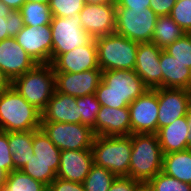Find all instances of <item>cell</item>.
Instances as JSON below:
<instances>
[{
	"label": "cell",
	"instance_id": "9a60e30c",
	"mask_svg": "<svg viewBox=\"0 0 191 191\" xmlns=\"http://www.w3.org/2000/svg\"><path fill=\"white\" fill-rule=\"evenodd\" d=\"M161 52L162 49L153 42L138 45L134 71L149 89L162 88Z\"/></svg>",
	"mask_w": 191,
	"mask_h": 191
},
{
	"label": "cell",
	"instance_id": "cb8c5ba5",
	"mask_svg": "<svg viewBox=\"0 0 191 191\" xmlns=\"http://www.w3.org/2000/svg\"><path fill=\"white\" fill-rule=\"evenodd\" d=\"M162 172L191 184V149L164 154Z\"/></svg>",
	"mask_w": 191,
	"mask_h": 191
},
{
	"label": "cell",
	"instance_id": "7bdbcfd3",
	"mask_svg": "<svg viewBox=\"0 0 191 191\" xmlns=\"http://www.w3.org/2000/svg\"><path fill=\"white\" fill-rule=\"evenodd\" d=\"M12 82L5 75V73L0 69V93L9 89L11 87Z\"/></svg>",
	"mask_w": 191,
	"mask_h": 191
},
{
	"label": "cell",
	"instance_id": "52a82bcc",
	"mask_svg": "<svg viewBox=\"0 0 191 191\" xmlns=\"http://www.w3.org/2000/svg\"><path fill=\"white\" fill-rule=\"evenodd\" d=\"M157 17L150 8H116L115 33L138 43L152 42Z\"/></svg>",
	"mask_w": 191,
	"mask_h": 191
},
{
	"label": "cell",
	"instance_id": "5bb4252c",
	"mask_svg": "<svg viewBox=\"0 0 191 191\" xmlns=\"http://www.w3.org/2000/svg\"><path fill=\"white\" fill-rule=\"evenodd\" d=\"M191 102V90L175 88H158L157 132L186 115Z\"/></svg>",
	"mask_w": 191,
	"mask_h": 191
},
{
	"label": "cell",
	"instance_id": "681fc988",
	"mask_svg": "<svg viewBox=\"0 0 191 191\" xmlns=\"http://www.w3.org/2000/svg\"><path fill=\"white\" fill-rule=\"evenodd\" d=\"M26 2L44 3L49 5L50 0H26Z\"/></svg>",
	"mask_w": 191,
	"mask_h": 191
},
{
	"label": "cell",
	"instance_id": "b9f144b4",
	"mask_svg": "<svg viewBox=\"0 0 191 191\" xmlns=\"http://www.w3.org/2000/svg\"><path fill=\"white\" fill-rule=\"evenodd\" d=\"M7 5L11 10H20L26 0H0Z\"/></svg>",
	"mask_w": 191,
	"mask_h": 191
},
{
	"label": "cell",
	"instance_id": "ffe728a7",
	"mask_svg": "<svg viewBox=\"0 0 191 191\" xmlns=\"http://www.w3.org/2000/svg\"><path fill=\"white\" fill-rule=\"evenodd\" d=\"M41 114V122L81 123L77 97L61 92H54Z\"/></svg>",
	"mask_w": 191,
	"mask_h": 191
},
{
	"label": "cell",
	"instance_id": "6da1fadb",
	"mask_svg": "<svg viewBox=\"0 0 191 191\" xmlns=\"http://www.w3.org/2000/svg\"><path fill=\"white\" fill-rule=\"evenodd\" d=\"M149 88L134 70L102 71L95 95L101 106L124 108Z\"/></svg>",
	"mask_w": 191,
	"mask_h": 191
},
{
	"label": "cell",
	"instance_id": "74e56055",
	"mask_svg": "<svg viewBox=\"0 0 191 191\" xmlns=\"http://www.w3.org/2000/svg\"><path fill=\"white\" fill-rule=\"evenodd\" d=\"M47 191H85L82 183L63 180L56 177L48 186Z\"/></svg>",
	"mask_w": 191,
	"mask_h": 191
},
{
	"label": "cell",
	"instance_id": "c3c4849f",
	"mask_svg": "<svg viewBox=\"0 0 191 191\" xmlns=\"http://www.w3.org/2000/svg\"><path fill=\"white\" fill-rule=\"evenodd\" d=\"M12 10L0 1V14H9Z\"/></svg>",
	"mask_w": 191,
	"mask_h": 191
},
{
	"label": "cell",
	"instance_id": "83f0119b",
	"mask_svg": "<svg viewBox=\"0 0 191 191\" xmlns=\"http://www.w3.org/2000/svg\"><path fill=\"white\" fill-rule=\"evenodd\" d=\"M59 163H42L33 154L29 161L20 169L26 175L48 186L56 177Z\"/></svg>",
	"mask_w": 191,
	"mask_h": 191
},
{
	"label": "cell",
	"instance_id": "bcb514c9",
	"mask_svg": "<svg viewBox=\"0 0 191 191\" xmlns=\"http://www.w3.org/2000/svg\"><path fill=\"white\" fill-rule=\"evenodd\" d=\"M136 191H154L148 182L140 183Z\"/></svg>",
	"mask_w": 191,
	"mask_h": 191
},
{
	"label": "cell",
	"instance_id": "d590c367",
	"mask_svg": "<svg viewBox=\"0 0 191 191\" xmlns=\"http://www.w3.org/2000/svg\"><path fill=\"white\" fill-rule=\"evenodd\" d=\"M169 16L185 33H191V0H176Z\"/></svg>",
	"mask_w": 191,
	"mask_h": 191
},
{
	"label": "cell",
	"instance_id": "e0dca14e",
	"mask_svg": "<svg viewBox=\"0 0 191 191\" xmlns=\"http://www.w3.org/2000/svg\"><path fill=\"white\" fill-rule=\"evenodd\" d=\"M102 80V70H88L79 73H55L56 92L74 97L96 92Z\"/></svg>",
	"mask_w": 191,
	"mask_h": 191
},
{
	"label": "cell",
	"instance_id": "f6af8a7d",
	"mask_svg": "<svg viewBox=\"0 0 191 191\" xmlns=\"http://www.w3.org/2000/svg\"><path fill=\"white\" fill-rule=\"evenodd\" d=\"M8 177V173L0 167V191L4 189Z\"/></svg>",
	"mask_w": 191,
	"mask_h": 191
},
{
	"label": "cell",
	"instance_id": "ac0fdd59",
	"mask_svg": "<svg viewBox=\"0 0 191 191\" xmlns=\"http://www.w3.org/2000/svg\"><path fill=\"white\" fill-rule=\"evenodd\" d=\"M96 136H129L131 122L129 107L114 108L101 106L97 113L95 126Z\"/></svg>",
	"mask_w": 191,
	"mask_h": 191
},
{
	"label": "cell",
	"instance_id": "2e32d148",
	"mask_svg": "<svg viewBox=\"0 0 191 191\" xmlns=\"http://www.w3.org/2000/svg\"><path fill=\"white\" fill-rule=\"evenodd\" d=\"M36 65L37 63L17 43L15 37L0 41V69L11 82L32 70Z\"/></svg>",
	"mask_w": 191,
	"mask_h": 191
},
{
	"label": "cell",
	"instance_id": "44dd1931",
	"mask_svg": "<svg viewBox=\"0 0 191 191\" xmlns=\"http://www.w3.org/2000/svg\"><path fill=\"white\" fill-rule=\"evenodd\" d=\"M162 88L191 90V69L176 60L164 49L160 54Z\"/></svg>",
	"mask_w": 191,
	"mask_h": 191
},
{
	"label": "cell",
	"instance_id": "ee69618b",
	"mask_svg": "<svg viewBox=\"0 0 191 191\" xmlns=\"http://www.w3.org/2000/svg\"><path fill=\"white\" fill-rule=\"evenodd\" d=\"M185 116L187 119L188 132H189L187 135V144H188V148L191 149V102Z\"/></svg>",
	"mask_w": 191,
	"mask_h": 191
},
{
	"label": "cell",
	"instance_id": "8992f818",
	"mask_svg": "<svg viewBox=\"0 0 191 191\" xmlns=\"http://www.w3.org/2000/svg\"><path fill=\"white\" fill-rule=\"evenodd\" d=\"M102 71L134 70L139 43L117 33L95 38Z\"/></svg>",
	"mask_w": 191,
	"mask_h": 191
},
{
	"label": "cell",
	"instance_id": "7a4b0ae2",
	"mask_svg": "<svg viewBox=\"0 0 191 191\" xmlns=\"http://www.w3.org/2000/svg\"><path fill=\"white\" fill-rule=\"evenodd\" d=\"M42 114L12 86L0 93V130L31 131L41 127Z\"/></svg>",
	"mask_w": 191,
	"mask_h": 191
},
{
	"label": "cell",
	"instance_id": "1f68e13d",
	"mask_svg": "<svg viewBox=\"0 0 191 191\" xmlns=\"http://www.w3.org/2000/svg\"><path fill=\"white\" fill-rule=\"evenodd\" d=\"M23 26L24 21L20 10H12L9 14H0V41L15 37Z\"/></svg>",
	"mask_w": 191,
	"mask_h": 191
},
{
	"label": "cell",
	"instance_id": "f1b7e54d",
	"mask_svg": "<svg viewBox=\"0 0 191 191\" xmlns=\"http://www.w3.org/2000/svg\"><path fill=\"white\" fill-rule=\"evenodd\" d=\"M116 177L108 169L93 164L82 184L85 191H108Z\"/></svg>",
	"mask_w": 191,
	"mask_h": 191
},
{
	"label": "cell",
	"instance_id": "30bf717a",
	"mask_svg": "<svg viewBox=\"0 0 191 191\" xmlns=\"http://www.w3.org/2000/svg\"><path fill=\"white\" fill-rule=\"evenodd\" d=\"M131 134H157L158 88L148 89L129 104Z\"/></svg>",
	"mask_w": 191,
	"mask_h": 191
},
{
	"label": "cell",
	"instance_id": "3957f363",
	"mask_svg": "<svg viewBox=\"0 0 191 191\" xmlns=\"http://www.w3.org/2000/svg\"><path fill=\"white\" fill-rule=\"evenodd\" d=\"M129 177L149 182L163 168V152L157 134H131Z\"/></svg>",
	"mask_w": 191,
	"mask_h": 191
},
{
	"label": "cell",
	"instance_id": "5b68a950",
	"mask_svg": "<svg viewBox=\"0 0 191 191\" xmlns=\"http://www.w3.org/2000/svg\"><path fill=\"white\" fill-rule=\"evenodd\" d=\"M91 149L95 165L108 169L117 177H129L131 135L95 136Z\"/></svg>",
	"mask_w": 191,
	"mask_h": 191
},
{
	"label": "cell",
	"instance_id": "277c9868",
	"mask_svg": "<svg viewBox=\"0 0 191 191\" xmlns=\"http://www.w3.org/2000/svg\"><path fill=\"white\" fill-rule=\"evenodd\" d=\"M11 86L42 113L56 90L54 69L51 64H37Z\"/></svg>",
	"mask_w": 191,
	"mask_h": 191
},
{
	"label": "cell",
	"instance_id": "9c48e42d",
	"mask_svg": "<svg viewBox=\"0 0 191 191\" xmlns=\"http://www.w3.org/2000/svg\"><path fill=\"white\" fill-rule=\"evenodd\" d=\"M40 128L61 151L91 149L96 136L81 123L41 122Z\"/></svg>",
	"mask_w": 191,
	"mask_h": 191
},
{
	"label": "cell",
	"instance_id": "7dc6e473",
	"mask_svg": "<svg viewBox=\"0 0 191 191\" xmlns=\"http://www.w3.org/2000/svg\"><path fill=\"white\" fill-rule=\"evenodd\" d=\"M113 0H85V3H89V4H109L111 3Z\"/></svg>",
	"mask_w": 191,
	"mask_h": 191
},
{
	"label": "cell",
	"instance_id": "d6986e66",
	"mask_svg": "<svg viewBox=\"0 0 191 191\" xmlns=\"http://www.w3.org/2000/svg\"><path fill=\"white\" fill-rule=\"evenodd\" d=\"M93 164L92 149L63 150L60 153L57 177L83 183Z\"/></svg>",
	"mask_w": 191,
	"mask_h": 191
},
{
	"label": "cell",
	"instance_id": "4dcf8cb0",
	"mask_svg": "<svg viewBox=\"0 0 191 191\" xmlns=\"http://www.w3.org/2000/svg\"><path fill=\"white\" fill-rule=\"evenodd\" d=\"M77 105L79 106V111L81 114V124L93 128L96 123L97 113L101 107L95 93L77 97Z\"/></svg>",
	"mask_w": 191,
	"mask_h": 191
},
{
	"label": "cell",
	"instance_id": "8d00e7d4",
	"mask_svg": "<svg viewBox=\"0 0 191 191\" xmlns=\"http://www.w3.org/2000/svg\"><path fill=\"white\" fill-rule=\"evenodd\" d=\"M0 167L8 174L14 171L12 153L9 149L8 132L0 130Z\"/></svg>",
	"mask_w": 191,
	"mask_h": 191
},
{
	"label": "cell",
	"instance_id": "4fadbf2b",
	"mask_svg": "<svg viewBox=\"0 0 191 191\" xmlns=\"http://www.w3.org/2000/svg\"><path fill=\"white\" fill-rule=\"evenodd\" d=\"M54 73H79L88 70H101L95 39L87 45L59 54L51 63Z\"/></svg>",
	"mask_w": 191,
	"mask_h": 191
},
{
	"label": "cell",
	"instance_id": "836d02e7",
	"mask_svg": "<svg viewBox=\"0 0 191 191\" xmlns=\"http://www.w3.org/2000/svg\"><path fill=\"white\" fill-rule=\"evenodd\" d=\"M148 183L154 191H191V184L179 181L162 171L156 174Z\"/></svg>",
	"mask_w": 191,
	"mask_h": 191
},
{
	"label": "cell",
	"instance_id": "f35d334b",
	"mask_svg": "<svg viewBox=\"0 0 191 191\" xmlns=\"http://www.w3.org/2000/svg\"><path fill=\"white\" fill-rule=\"evenodd\" d=\"M141 182L128 176L116 177L108 191H136Z\"/></svg>",
	"mask_w": 191,
	"mask_h": 191
},
{
	"label": "cell",
	"instance_id": "d4e9b609",
	"mask_svg": "<svg viewBox=\"0 0 191 191\" xmlns=\"http://www.w3.org/2000/svg\"><path fill=\"white\" fill-rule=\"evenodd\" d=\"M184 30L169 16H158L152 37V42L165 49L171 43L182 37Z\"/></svg>",
	"mask_w": 191,
	"mask_h": 191
},
{
	"label": "cell",
	"instance_id": "ab89813d",
	"mask_svg": "<svg viewBox=\"0 0 191 191\" xmlns=\"http://www.w3.org/2000/svg\"><path fill=\"white\" fill-rule=\"evenodd\" d=\"M175 3L176 0H151L150 9L157 16H167L170 15Z\"/></svg>",
	"mask_w": 191,
	"mask_h": 191
},
{
	"label": "cell",
	"instance_id": "484cf974",
	"mask_svg": "<svg viewBox=\"0 0 191 191\" xmlns=\"http://www.w3.org/2000/svg\"><path fill=\"white\" fill-rule=\"evenodd\" d=\"M33 153L42 163H60L61 150L57 148L40 128L33 130Z\"/></svg>",
	"mask_w": 191,
	"mask_h": 191
},
{
	"label": "cell",
	"instance_id": "7c38bea8",
	"mask_svg": "<svg viewBox=\"0 0 191 191\" xmlns=\"http://www.w3.org/2000/svg\"><path fill=\"white\" fill-rule=\"evenodd\" d=\"M79 14L84 30L92 38L115 33L116 3L114 0L109 4L85 3Z\"/></svg>",
	"mask_w": 191,
	"mask_h": 191
},
{
	"label": "cell",
	"instance_id": "7402d4cb",
	"mask_svg": "<svg viewBox=\"0 0 191 191\" xmlns=\"http://www.w3.org/2000/svg\"><path fill=\"white\" fill-rule=\"evenodd\" d=\"M188 125L186 116L176 119L157 132L163 154L189 149L187 144Z\"/></svg>",
	"mask_w": 191,
	"mask_h": 191
},
{
	"label": "cell",
	"instance_id": "60d3db41",
	"mask_svg": "<svg viewBox=\"0 0 191 191\" xmlns=\"http://www.w3.org/2000/svg\"><path fill=\"white\" fill-rule=\"evenodd\" d=\"M116 8L147 9L151 0H114Z\"/></svg>",
	"mask_w": 191,
	"mask_h": 191
},
{
	"label": "cell",
	"instance_id": "d6a6232c",
	"mask_svg": "<svg viewBox=\"0 0 191 191\" xmlns=\"http://www.w3.org/2000/svg\"><path fill=\"white\" fill-rule=\"evenodd\" d=\"M164 50L191 69V33L184 34Z\"/></svg>",
	"mask_w": 191,
	"mask_h": 191
},
{
	"label": "cell",
	"instance_id": "ba28073f",
	"mask_svg": "<svg viewBox=\"0 0 191 191\" xmlns=\"http://www.w3.org/2000/svg\"><path fill=\"white\" fill-rule=\"evenodd\" d=\"M52 61L74 48L87 45L93 38L84 30L80 14L71 17H52Z\"/></svg>",
	"mask_w": 191,
	"mask_h": 191
},
{
	"label": "cell",
	"instance_id": "4316f807",
	"mask_svg": "<svg viewBox=\"0 0 191 191\" xmlns=\"http://www.w3.org/2000/svg\"><path fill=\"white\" fill-rule=\"evenodd\" d=\"M20 12L24 25L33 27L50 25L53 17L49 5L44 3L25 2Z\"/></svg>",
	"mask_w": 191,
	"mask_h": 191
},
{
	"label": "cell",
	"instance_id": "e575fe53",
	"mask_svg": "<svg viewBox=\"0 0 191 191\" xmlns=\"http://www.w3.org/2000/svg\"><path fill=\"white\" fill-rule=\"evenodd\" d=\"M85 0H50L49 8L53 16L71 17L80 13Z\"/></svg>",
	"mask_w": 191,
	"mask_h": 191
},
{
	"label": "cell",
	"instance_id": "f546056e",
	"mask_svg": "<svg viewBox=\"0 0 191 191\" xmlns=\"http://www.w3.org/2000/svg\"><path fill=\"white\" fill-rule=\"evenodd\" d=\"M2 191H47V186L26 175L22 170H14L8 174Z\"/></svg>",
	"mask_w": 191,
	"mask_h": 191
},
{
	"label": "cell",
	"instance_id": "603a6c76",
	"mask_svg": "<svg viewBox=\"0 0 191 191\" xmlns=\"http://www.w3.org/2000/svg\"><path fill=\"white\" fill-rule=\"evenodd\" d=\"M33 130L8 132L9 149L12 153L14 170H20L32 157Z\"/></svg>",
	"mask_w": 191,
	"mask_h": 191
},
{
	"label": "cell",
	"instance_id": "8fae6325",
	"mask_svg": "<svg viewBox=\"0 0 191 191\" xmlns=\"http://www.w3.org/2000/svg\"><path fill=\"white\" fill-rule=\"evenodd\" d=\"M17 43L37 64L52 62V33L50 25L27 26L15 36Z\"/></svg>",
	"mask_w": 191,
	"mask_h": 191
}]
</instances>
